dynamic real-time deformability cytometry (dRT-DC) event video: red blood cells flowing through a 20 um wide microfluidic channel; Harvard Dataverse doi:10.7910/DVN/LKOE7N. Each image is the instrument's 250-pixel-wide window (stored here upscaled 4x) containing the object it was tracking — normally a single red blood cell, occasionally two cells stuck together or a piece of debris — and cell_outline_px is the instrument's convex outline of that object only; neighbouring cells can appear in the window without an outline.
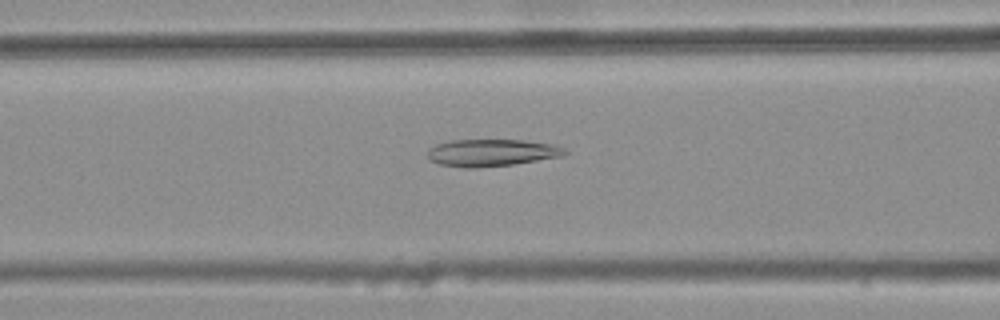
{"species": "common noctule bat (a hibernating species)", "species_latin": "Nyctalus noctula", "temperature_condition": "warm", "stored_images_in_passage": 33, "camera_frame_rate_fps": 3000, "um_per_image_px": 0.085, "animal": {"sex": "female", "body_mass_g": 25.1}, "frame": {"image": 1, "passage_image": 7, "time_ms": 2.0, "image_size_px": [1000, 320], "cell_outline_px": [[568, 152], [560, 156], [512, 164], [476, 168], [464, 168], [436, 164], [428, 160], [428, 148], [436, 144], [448, 140], [524, 140], [556, 144], [564, 148]], "centroid_in_image_um": [41.72, 12.97], "position_along_channel_um": 124.9, "area_um2": 21.85}}
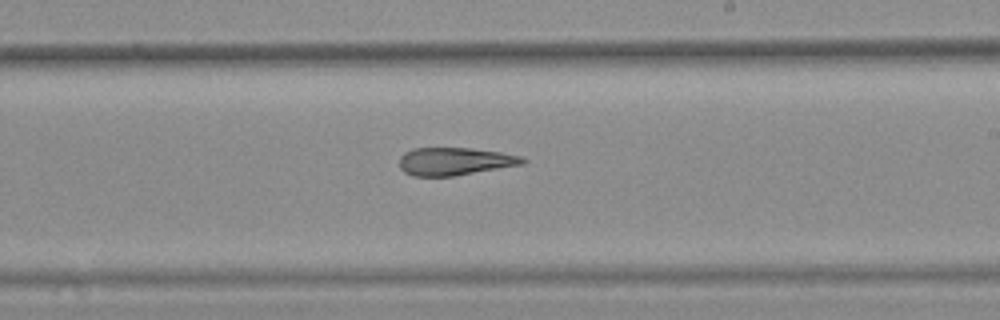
{"frame": {"image": 2, "passage_image": 17, "time_ms": 5.333, "image_size_px": [1000, 320], "cell_outline_px": [[528, 160], [524, 164], [452, 176], [412, 176], [404, 172], [400, 168], [400, 156], [404, 152], [412, 148], [472, 148], [500, 152], [520, 156]], "centroid_in_image_um": [38.63, 13.71], "position_along_channel_um": 250.4, "area_um2": 19.94}}
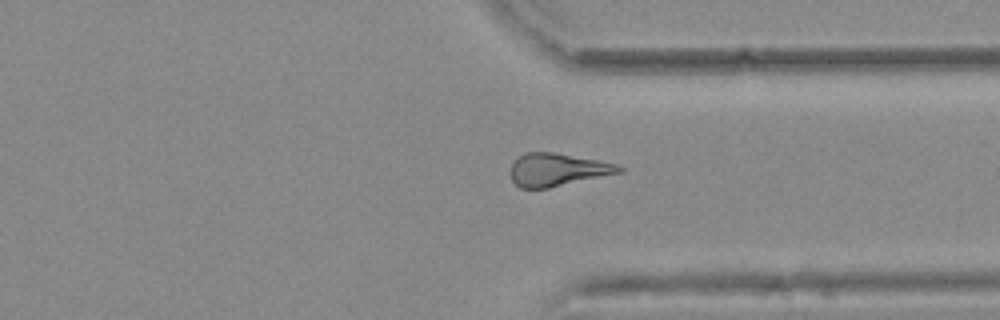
{"frame": {"image": 3, "passage_image": 26, "time_ms": 8.333, "image_size_px": [1000, 320], "cell_outline_px": [[624, 172], [548, 188], [520, 188], [512, 180], [512, 164], [524, 152], [552, 152], [600, 160], [616, 164], [624, 168]], "centroid_in_image_um": [47.43, 14.42], "position_along_channel_um": 364.0, "area_um2": 20.63}, "authors_computed_cell_mechanics": {"area_um2": 20.808, "velocity_mm_per_s": 3.7809, "shape_relaxation_time_tau1_ms": null, "shape_relaxation_time_tau2_ms": 4.4627, "deformation_change_tau1": null, "deformation_change_tau2": 0.1534}}